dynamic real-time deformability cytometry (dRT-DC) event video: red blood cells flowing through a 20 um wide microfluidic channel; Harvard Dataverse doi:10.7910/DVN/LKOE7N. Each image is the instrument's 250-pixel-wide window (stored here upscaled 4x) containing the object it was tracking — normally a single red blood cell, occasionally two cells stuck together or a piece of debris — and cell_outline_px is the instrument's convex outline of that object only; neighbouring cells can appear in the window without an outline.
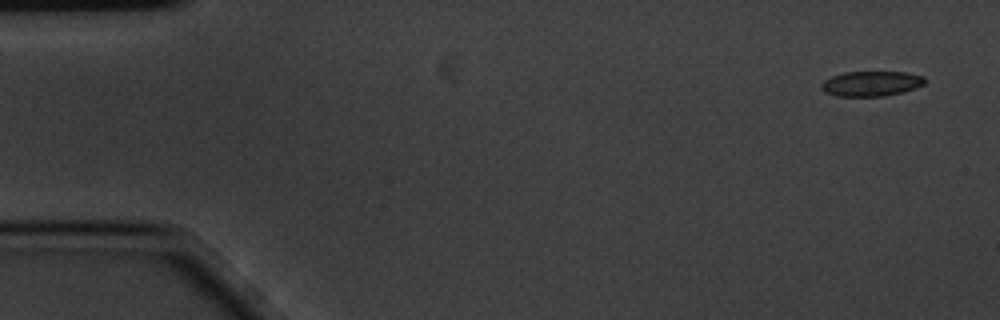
{"species": "common noctule bat (a hibernating species)", "species_latin": "Nyctalus noctula", "temperature_condition": "cold", "stored_images_in_passage": 6, "segment_of_instrument_passage": [1, 2], "camera_frame_rate_fps": 3000, "um_per_image_px": 0.085, "animal": {"sex": "male", "body_mass_g": 20.1, "forearm_length_mm": 53.5}, "frame": {"image": 1, "passage_image": 1, "time_ms": 0.0, "image_size_px": [1000, 320], "cell_outline_px": [[924, 84], [916, 88], [904, 92], [884, 96], [836, 96], [824, 92], [820, 88], [820, 84], [824, 80], [832, 76], [844, 72], [908, 72], [924, 76]], "centroid_in_image_um": [74.04, 7.11], "position_along_channel_um": 11.0, "area_um2": 15.26}}